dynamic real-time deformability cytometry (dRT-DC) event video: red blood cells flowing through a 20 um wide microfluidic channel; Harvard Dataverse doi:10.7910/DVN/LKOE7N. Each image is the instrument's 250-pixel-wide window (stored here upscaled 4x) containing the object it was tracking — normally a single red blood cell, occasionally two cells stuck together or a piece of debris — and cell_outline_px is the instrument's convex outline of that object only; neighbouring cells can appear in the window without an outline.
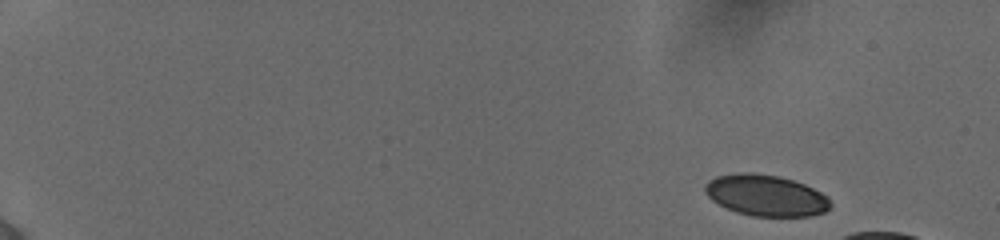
{"species": "human", "species_latin": "Homo sapiens", "temperature_condition": "cold", "stored_images_in_passage": 20, "camera_frame_rate_fps": 3000, "um_per_image_px": 0.085, "donor": {"sex": "female"}, "frame": {"image": 1, "passage_image": 1, "time_ms": 0.0, "image_size_px": [1000, 240], "cell_outline_px": [[832, 204], [824, 212], [812, 216], [752, 216], [736, 212], [712, 200], [704, 192], [704, 184], [708, 180], [716, 176], [740, 172], [752, 172], [780, 176], [804, 184], [828, 196]], "centroid_in_image_um": [65.08, 16.6], "position_along_channel_um": 19.9, "area_um2": 30.23}}
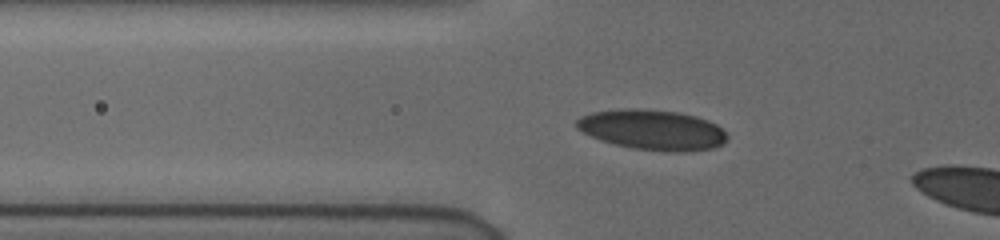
{"frame": {"image": 2, "passage_image": 17, "time_ms": 5.333, "image_size_px": [1000, 240], "cell_outline_px": [[728, 136], [724, 144], [712, 148], [684, 152], [672, 152], [632, 148], [600, 140], [576, 128], [576, 120], [580, 116], [592, 112], [624, 108], [644, 108], [676, 112], [696, 116], [708, 120], [716, 124]], "centroid_in_image_um": [55.45, 11.03], "position_along_channel_um": 70.3, "area_um2": 35.32}}